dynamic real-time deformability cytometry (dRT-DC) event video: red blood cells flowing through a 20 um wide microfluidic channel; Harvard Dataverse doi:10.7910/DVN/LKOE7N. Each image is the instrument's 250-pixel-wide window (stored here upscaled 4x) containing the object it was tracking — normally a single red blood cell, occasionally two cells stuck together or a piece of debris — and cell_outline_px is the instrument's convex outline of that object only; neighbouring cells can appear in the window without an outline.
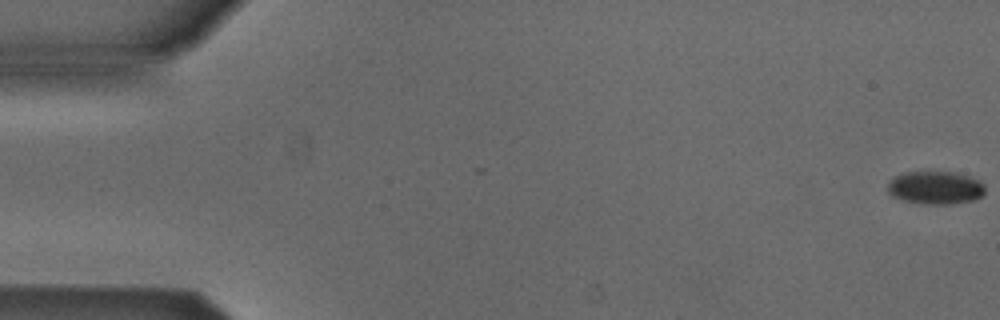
{"species": "Egyptian fruit bat (a non-hibernating species)", "species_latin": "Rousettus aegyptiacus", "temperature_condition": "cold", "stored_images_in_passage": 54, "camera_frame_rate_fps": 3000, "um_per_image_px": 0.085, "animal": {"sex": "male"}, "frame": {"image": 1, "passage_image": 1, "time_ms": 0.0, "image_size_px": [1000, 320], "cell_outline_px": [[984, 192], [976, 200], [948, 204], [920, 204], [904, 200], [892, 196], [888, 192], [888, 180], [904, 172], [952, 172], [968, 176], [980, 180], [984, 184]], "centroid_in_image_um": [79.5, 15.96], "position_along_channel_um": 5.5, "area_um2": 18.79}}
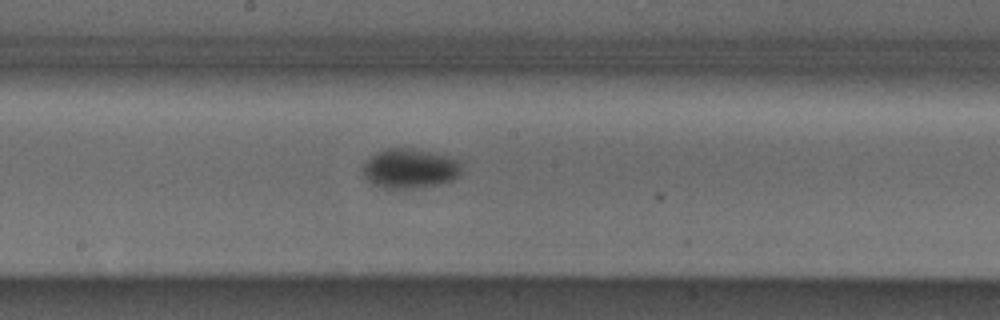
{"frame": {"image": 2, "passage_image": 29, "time_ms": 9.333, "image_size_px": [1000, 320], "cell_outline_px": [[460, 172], [452, 180], [436, 184], [416, 188], [380, 188], [372, 184], [364, 176], [364, 164], [372, 156], [388, 148], [412, 148], [444, 156], [456, 160], [460, 164]], "centroid_in_image_um": [34.8, 14.34], "position_along_channel_um": 213.4, "area_um2": 22.14}}
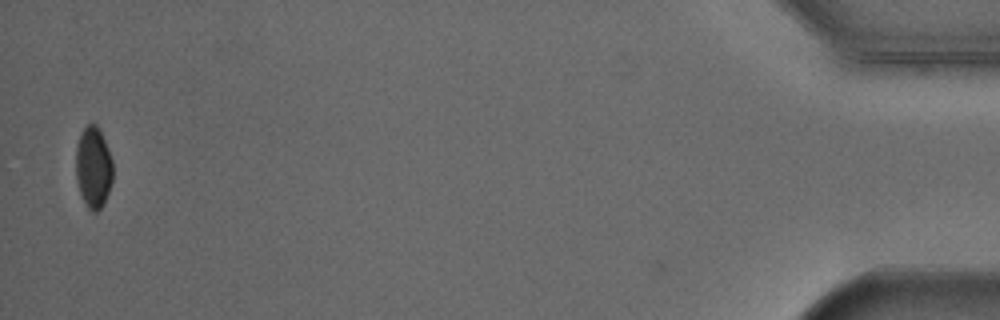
{"frame": {"image": 3, "passage_image": 53, "time_ms": 17.333, "image_size_px": [1000, 320], "cell_outline_px": [[112, 180], [104, 204], [96, 212], [92, 212], [88, 208], [80, 192], [76, 176], [76, 148], [80, 132], [88, 124], [96, 124], [100, 128], [108, 148], [112, 160]], "centroid_in_image_um": [7.94, 14.2], "position_along_channel_um": 427.3, "area_um2": 17.51}, "authors_computed_cell_mechanics": {"area_um2": 20.0855, "velocity_mm_per_s": 3.8715, "shape_relaxation_time_tau1_ms": 2.6912, "shape_relaxation_time_tau2_ms": null, "deformation_change_tau1": 0.0537, "deformation_change_tau2": null}}